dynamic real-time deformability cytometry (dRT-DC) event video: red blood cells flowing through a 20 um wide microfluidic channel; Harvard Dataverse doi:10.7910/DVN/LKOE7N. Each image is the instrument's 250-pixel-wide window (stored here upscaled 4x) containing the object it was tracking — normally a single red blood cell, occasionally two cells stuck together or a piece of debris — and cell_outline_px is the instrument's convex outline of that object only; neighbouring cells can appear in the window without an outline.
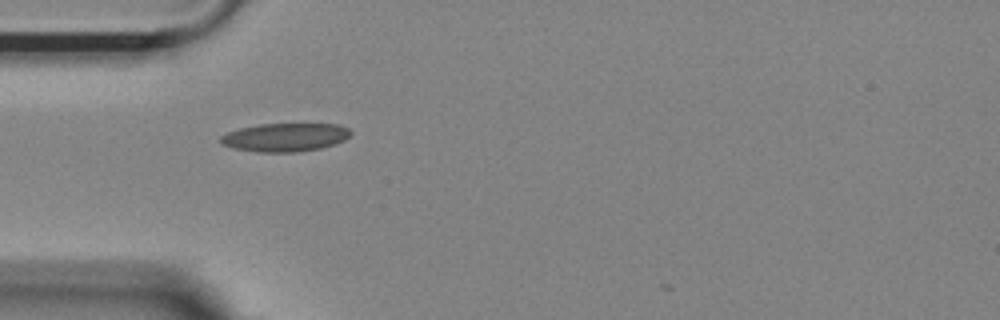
{"species": "Egyptian fruit bat (a non-hibernating species)", "species_latin": "Rousettus aegyptiacus", "temperature_condition": "room temperature", "stored_images_in_passage": 20, "camera_frame_rate_fps": 3000, "um_per_image_px": 0.085, "animal": {"sex": "female"}, "frame": {"image": 1, "passage_image": 1, "time_ms": 0.0, "image_size_px": [1000, 320], "cell_outline_px": [[352, 132], [344, 140], [336, 144], [320, 148], [296, 152], [256, 152], [232, 148], [220, 144], [220, 136], [228, 132], [240, 128], [260, 124], [336, 124], [348, 128]], "centroid_in_image_um": [24.2, 11.67], "position_along_channel_um": 60.8, "area_um2": 21.56}}
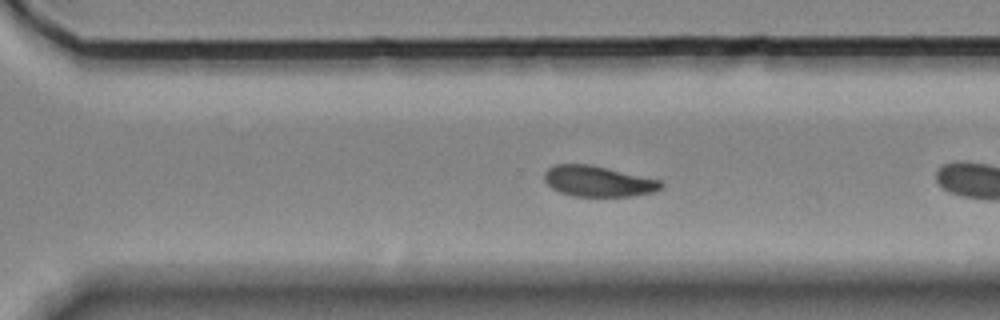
{"frame": {"image": 2, "passage_image": 17, "time_ms": 5.333, "image_size_px": [1000, 320], "cell_outline_px": [[664, 184], [660, 188], [652, 192], [632, 196], [572, 196], [560, 192], [552, 188], [544, 180], [544, 172], [548, 168], [556, 164], [592, 164], [660, 180]], "centroid_in_image_um": [50.81, 15.4], "position_along_channel_um": 319.8, "area_um2": 20.87}}